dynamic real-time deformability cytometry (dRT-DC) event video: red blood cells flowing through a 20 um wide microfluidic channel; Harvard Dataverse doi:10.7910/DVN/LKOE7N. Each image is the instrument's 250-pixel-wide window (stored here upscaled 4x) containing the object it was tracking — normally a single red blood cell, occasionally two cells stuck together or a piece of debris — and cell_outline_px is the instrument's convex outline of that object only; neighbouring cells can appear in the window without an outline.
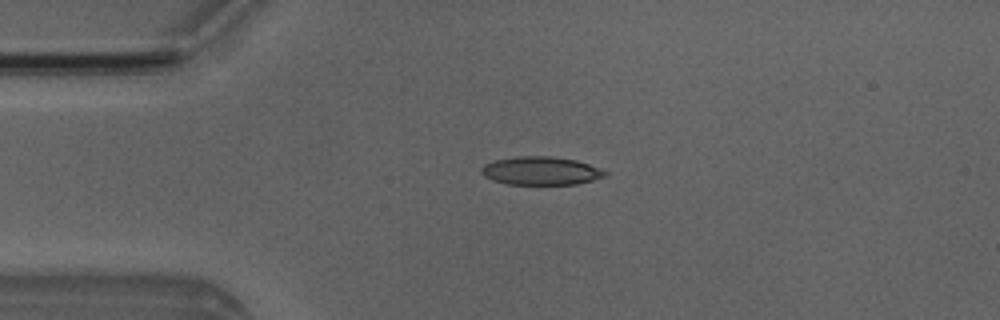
{"species": "Egyptian fruit bat (a non-hibernating species)", "species_latin": "Rousettus aegyptiacus", "temperature_condition": "room temperature", "stored_images_in_passage": 8, "camera_frame_rate_fps": 3000, "um_per_image_px": 0.085, "animal": {"sex": "male"}, "frame": {"image": 1, "passage_image": 3, "time_ms": 3.0, "image_size_px": [1000, 320], "cell_outline_px": [[608, 172], [604, 176], [592, 180], [576, 184], [508, 184], [492, 180], [484, 176], [480, 172], [480, 168], [484, 164], [496, 160], [516, 156], [552, 156], [576, 160], [588, 164]], "centroid_in_image_um": [45.93, 14.51], "position_along_channel_um": 39.1, "area_um2": 20.29}}
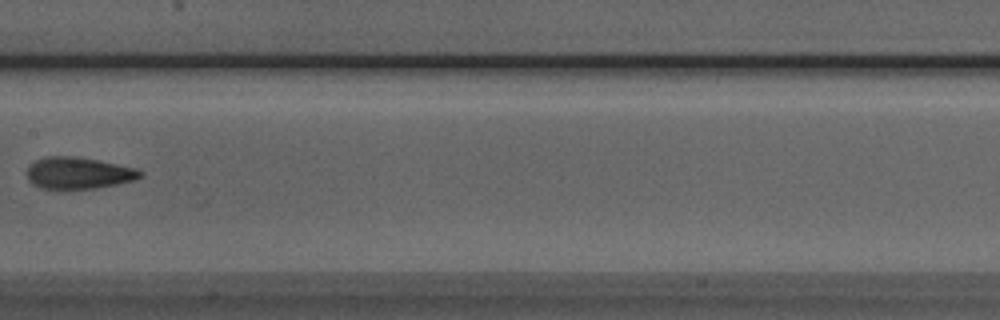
{"frame": {"image": 2, "passage_image": 7, "time_ms": 7.667, "image_size_px": [1000, 320], "cell_outline_px": [[144, 176], [136, 180], [96, 188], [40, 188], [32, 184], [28, 180], [28, 168], [36, 160], [48, 156], [80, 156], [136, 168], [144, 172]], "centroid_in_image_um": [6.72, 14.7], "position_along_channel_um": 200.7, "area_um2": 20.92}}
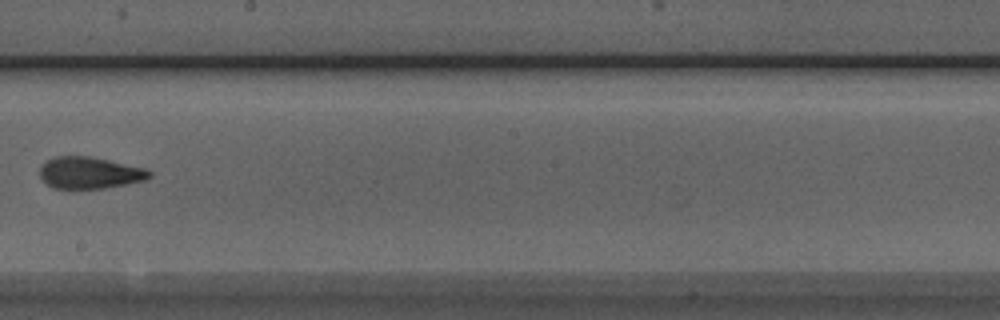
{"frame": {"image": 3, "passage_image": 8, "time_ms": 8.667, "image_size_px": [1000, 320], "cell_outline_px": [[152, 176], [144, 180], [104, 188], [52, 188], [40, 176], [40, 168], [48, 160], [56, 156], [88, 156], [108, 160], [144, 168], [152, 172]], "centroid_in_image_um": [7.62, 14.68], "position_along_channel_um": 240.6, "area_um2": 19.88}}